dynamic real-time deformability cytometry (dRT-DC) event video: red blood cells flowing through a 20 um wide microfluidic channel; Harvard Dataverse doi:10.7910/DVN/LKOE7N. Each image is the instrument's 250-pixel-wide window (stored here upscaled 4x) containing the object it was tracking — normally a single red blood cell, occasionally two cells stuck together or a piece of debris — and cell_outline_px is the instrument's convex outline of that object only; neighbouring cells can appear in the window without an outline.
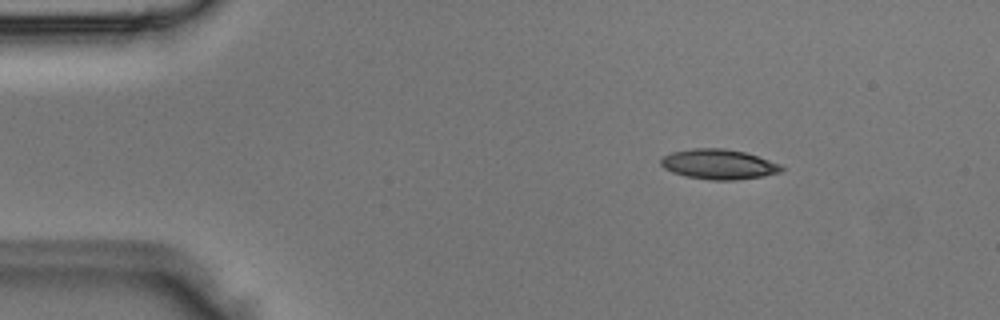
{"species": "Egyptian fruit bat (a non-hibernating species)", "species_latin": "Rousettus aegyptiacus", "temperature_condition": "room temperature", "stored_images_in_passage": 3, "camera_frame_rate_fps": 3000, "um_per_image_px": 0.085, "animal": {"sex": "male"}, "frame": {"image": 1, "passage_image": 1, "time_ms": 0.0, "image_size_px": [1000, 320], "cell_outline_px": [[784, 168], [780, 172], [764, 176], [736, 180], [708, 180], [684, 176], [672, 172], [664, 168], [660, 164], [660, 160], [664, 156], [672, 152], [692, 148], [724, 148], [744, 152], [780, 164]], "centroid_in_image_um": [61.06, 13.97], "position_along_channel_um": 23.9, "area_um2": 21.1}}